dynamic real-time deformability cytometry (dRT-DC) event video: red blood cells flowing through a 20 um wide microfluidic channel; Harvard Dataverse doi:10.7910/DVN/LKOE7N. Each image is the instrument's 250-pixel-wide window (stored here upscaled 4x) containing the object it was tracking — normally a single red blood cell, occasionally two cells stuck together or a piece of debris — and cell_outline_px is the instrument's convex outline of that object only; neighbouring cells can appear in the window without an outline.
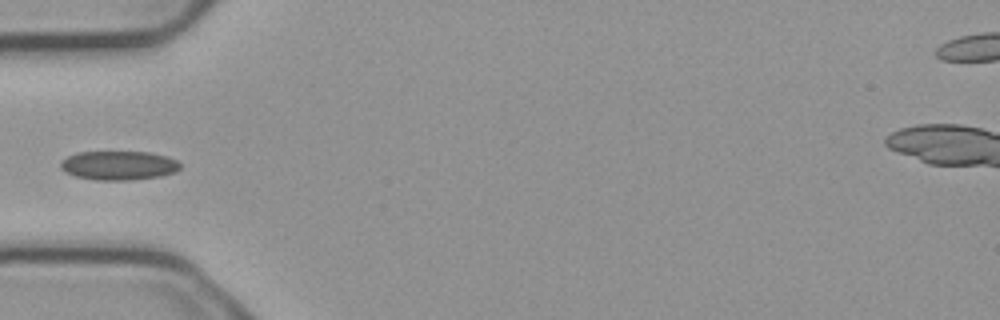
{"species": "common noctule bat (a hibernating species)", "species_latin": "Nyctalus noctula", "temperature_condition": "cold", "stored_images_in_passage": 6, "camera_frame_rate_fps": 3000, "um_per_image_px": 0.085, "animal": {"sex": "male", "body_mass_g": 23.1, "forearm_length_mm": 52.7}, "frame": {"image": 1, "passage_image": 6, "time_ms": 1.667, "image_size_px": [1000, 320], "cell_outline_px": [[180, 168], [176, 172], [160, 176], [128, 180], [96, 180], [76, 176], [64, 172], [60, 168], [60, 160], [76, 152], [148, 152], [168, 156], [176, 160], [180, 164]], "centroid_in_image_um": [10.07, 14.06], "position_along_channel_um": 74.9, "area_um2": 20.35}}